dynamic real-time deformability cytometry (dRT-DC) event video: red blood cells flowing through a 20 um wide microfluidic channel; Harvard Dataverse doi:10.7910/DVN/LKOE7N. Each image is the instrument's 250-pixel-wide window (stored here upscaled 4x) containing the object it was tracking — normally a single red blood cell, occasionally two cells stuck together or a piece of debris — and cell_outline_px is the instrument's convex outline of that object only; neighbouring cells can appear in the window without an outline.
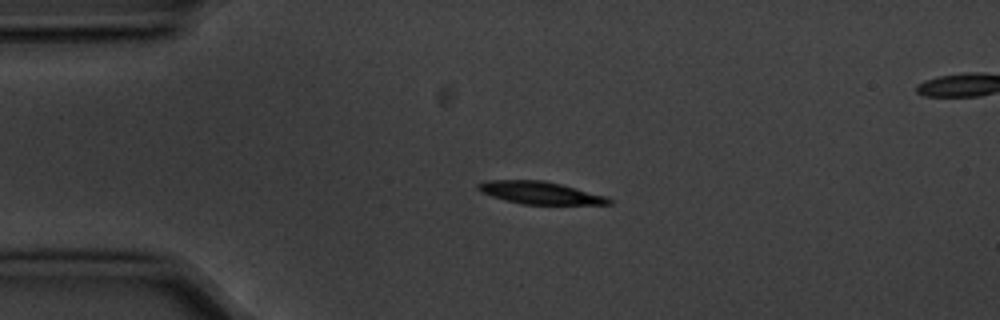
{"species": "common noctule bat (a hibernating species)", "species_latin": "Nyctalus noctula", "temperature_condition": "cold", "stored_images_in_passage": 4, "segment_of_instrument_passage": [1, 2], "camera_frame_rate_fps": 3000, "um_per_image_px": 0.085, "animal": {"sex": "male", "body_mass_g": 20.1, "forearm_length_mm": 53.5}, "frame": {"image": 1, "passage_image": 3, "time_ms": 0.667, "image_size_px": [1000, 320], "cell_outline_px": [[612, 204], [524, 204], [504, 200], [480, 192], [476, 188], [476, 184], [488, 180], [544, 180], [608, 196], [612, 200]], "centroid_in_image_um": [45.89, 16.38], "position_along_channel_um": 39.1, "area_um2": 17.11}}